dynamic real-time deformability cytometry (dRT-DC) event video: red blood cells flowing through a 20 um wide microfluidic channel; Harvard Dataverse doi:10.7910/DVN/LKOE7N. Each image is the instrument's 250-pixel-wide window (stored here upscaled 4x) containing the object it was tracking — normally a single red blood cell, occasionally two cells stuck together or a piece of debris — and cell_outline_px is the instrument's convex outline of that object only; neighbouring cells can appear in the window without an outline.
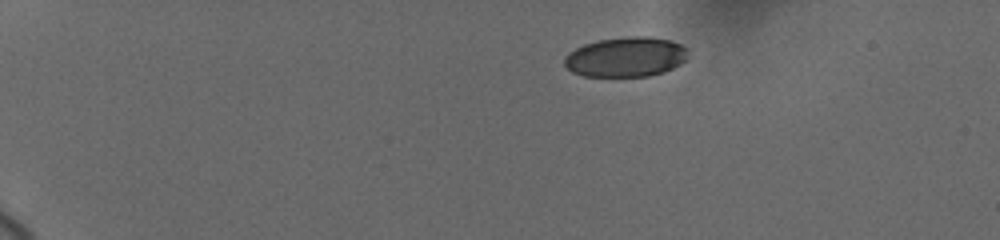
{"species": "human", "species_latin": "Homo sapiens", "temperature_condition": "cold", "stored_images_in_passage": 32, "camera_frame_rate_fps": 3000, "um_per_image_px": 0.085, "donor": {"sex": "female"}, "frame": {"image": 1, "passage_image": 1, "time_ms": 0.0, "image_size_px": [1000, 240], "cell_outline_px": [[688, 48], [684, 60], [680, 64], [664, 72], [648, 76], [584, 76], [572, 72], [564, 64], [564, 56], [568, 52], [584, 44], [600, 40], [628, 36], [648, 36], [668, 40], [680, 44]], "centroid_in_image_um": [53.17, 4.84], "position_along_channel_um": 31.8, "area_um2": 28.61}}
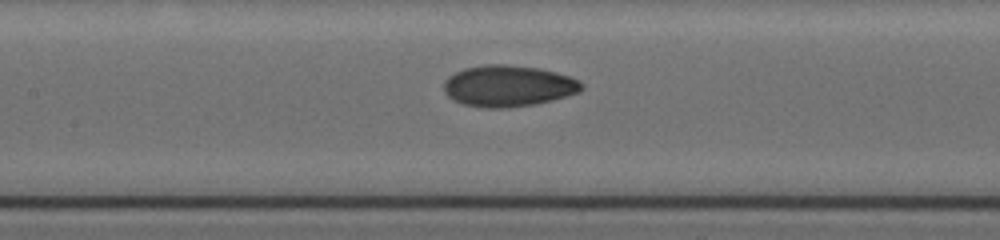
{"frame": {"image": 2, "passage_image": 14, "time_ms": 6.333, "image_size_px": [1000, 240], "cell_outline_px": [[584, 88], [580, 92], [552, 100], [536, 104], [504, 108], [484, 108], [464, 104], [452, 100], [444, 92], [444, 80], [448, 76], [464, 68], [488, 64], [504, 64], [540, 68], [556, 72], [580, 80], [584, 84]], "centroid_in_image_um": [43.21, 7.31], "position_along_channel_um": 164.2, "area_um2": 33.41}}
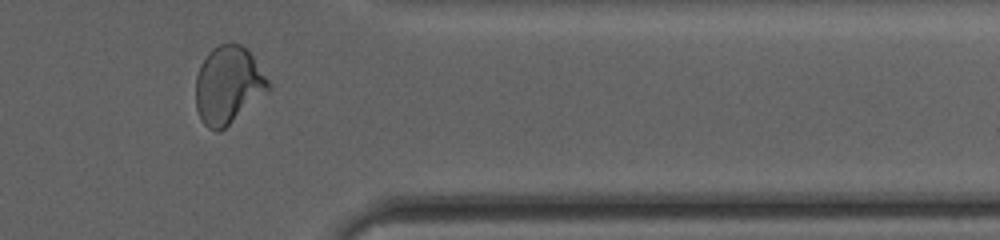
{"frame": {"image": 3, "passage_image": 27, "time_ms": 12.667, "image_size_px": [1000, 240], "cell_outline_px": [[268, 92], [220, 132], [216, 132], [208, 128], [200, 120], [196, 108], [196, 76], [200, 64], [208, 52], [212, 48], [220, 44], [240, 44], [252, 56], [268, 80]], "centroid_in_image_um": [19.35, 7.26], "position_along_channel_um": 392.0, "area_um2": 32.6}, "authors_computed_cell_mechanics": {"area_um2": 31.5877, "velocity_mm_per_s": 3.6926, "shape_relaxation_time_tau1_ms": 5.1128, "shape_relaxation_time_tau2_ms": 1.567, "deformation_change_tau1": 0.1518, "deformation_change_tau2": 0.0552}}